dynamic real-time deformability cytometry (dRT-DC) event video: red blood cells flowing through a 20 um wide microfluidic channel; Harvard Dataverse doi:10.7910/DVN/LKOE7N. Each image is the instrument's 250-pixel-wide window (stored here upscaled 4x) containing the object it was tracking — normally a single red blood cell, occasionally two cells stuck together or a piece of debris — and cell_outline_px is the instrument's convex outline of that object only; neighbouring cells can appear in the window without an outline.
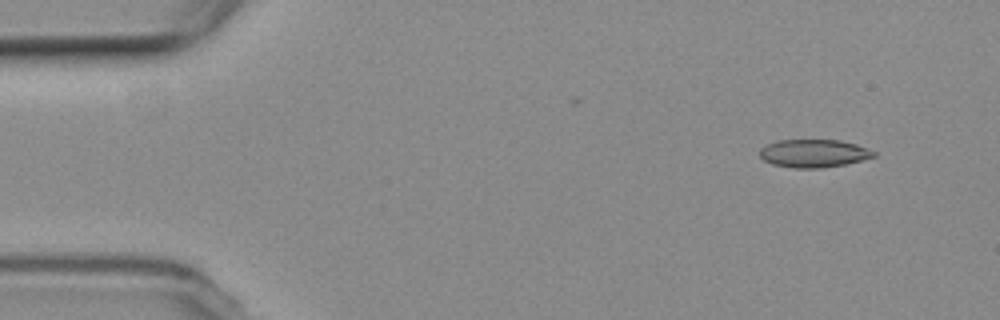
{"species": "common noctule bat (a hibernating species)", "species_latin": "Nyctalus noctula", "temperature_condition": "room temperature", "stored_images_in_passage": 9, "camera_frame_rate_fps": 3000, "um_per_image_px": 0.085, "animal": {"sex": "female", "body_mass_g": 19.3, "forearm_length_mm": 54.1}, "frame": {"image": 1, "passage_image": 1, "time_ms": 0.0, "image_size_px": [1000, 320], "cell_outline_px": [[876, 156], [864, 160], [844, 164], [820, 168], [792, 168], [772, 164], [764, 160], [760, 156], [760, 148], [776, 140], [840, 140], [856, 144], [868, 148], [876, 152]], "centroid_in_image_um": [69.18, 13.03], "position_along_channel_um": 15.8, "area_um2": 18.67}}
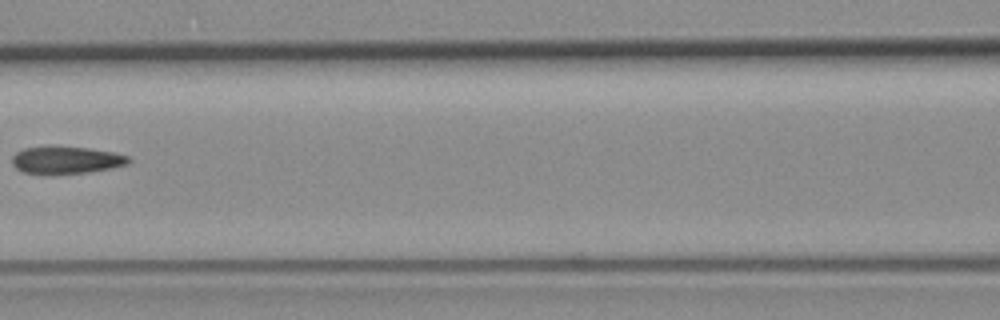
{"frame": {"image": 2, "passage_image": 7, "time_ms": 7.0, "image_size_px": [1000, 320], "cell_outline_px": [[132, 160], [128, 164], [112, 168], [88, 172], [48, 176], [24, 172], [16, 168], [12, 164], [12, 156], [16, 152], [24, 148], [88, 148], [112, 152], [128, 156]], "centroid_in_image_um": [5.62, 13.66], "position_along_channel_um": 161.0, "area_um2": 18.5}}
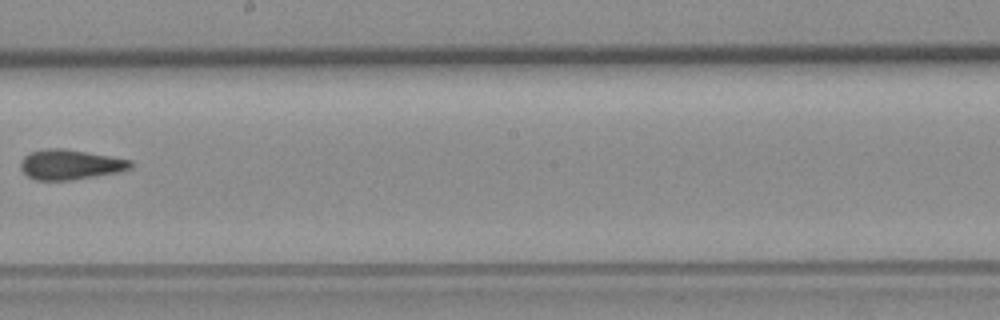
{"frame": {"image": 3, "passage_image": 9, "time_ms": 9.333, "image_size_px": [1000, 320], "cell_outline_px": [[132, 168], [120, 172], [72, 180], [36, 180], [28, 176], [20, 168], [20, 164], [24, 156], [32, 152], [48, 148], [64, 148], [132, 160]], "centroid_in_image_um": [5.99, 13.99], "position_along_channel_um": 242.2, "area_um2": 19.19}}